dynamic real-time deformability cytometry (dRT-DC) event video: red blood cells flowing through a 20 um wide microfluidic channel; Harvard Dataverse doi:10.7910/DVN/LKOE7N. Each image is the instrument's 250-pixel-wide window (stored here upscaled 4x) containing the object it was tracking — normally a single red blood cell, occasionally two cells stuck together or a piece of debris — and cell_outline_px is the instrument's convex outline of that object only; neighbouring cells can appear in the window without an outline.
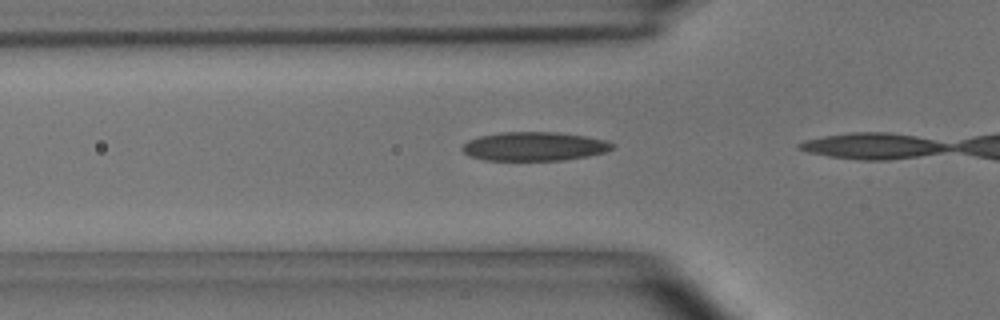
{"species": "common noctule bat (a hibernating species)", "species_latin": "Nyctalus noctula", "temperature_condition": "room temperature", "stored_images_in_passage": 5, "camera_frame_rate_fps": 3000, "um_per_image_px": 0.085, "animal": {"sex": "male", "body_mass_g": 15.6}, "frame": {"image": 1, "passage_image": 4, "time_ms": 1.0, "image_size_px": [1000, 320], "cell_outline_px": [[612, 148], [604, 152], [588, 156], [560, 160], [484, 160], [468, 156], [460, 148], [468, 140], [480, 136], [500, 132], [556, 132], [584, 136], [604, 140], [612, 144]], "centroid_in_image_um": [45.34, 12.44], "position_along_channel_um": 80.5, "area_um2": 25.03}}